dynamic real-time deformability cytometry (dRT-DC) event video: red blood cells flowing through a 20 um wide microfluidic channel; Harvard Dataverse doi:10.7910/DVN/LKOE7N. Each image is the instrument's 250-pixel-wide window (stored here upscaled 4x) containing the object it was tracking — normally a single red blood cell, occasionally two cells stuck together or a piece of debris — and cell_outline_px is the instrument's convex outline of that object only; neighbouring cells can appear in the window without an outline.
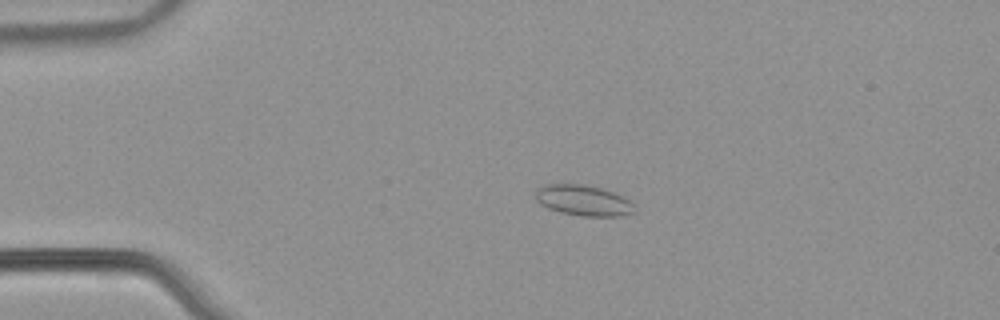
{"species": "common noctule bat (a hibernating species)", "species_latin": "Nyctalus noctula", "temperature_condition": "warm", "stored_images_in_passage": 55, "camera_frame_rate_fps": 3000, "um_per_image_px": 0.085, "animal": {"sex": "male", "body_mass_g": 21.5, "forearm_length_mm": 52.0}, "frame": {"image": 1, "passage_image": 13, "time_ms": 4.0, "image_size_px": [1000, 320], "cell_outline_px": [[636, 212], [624, 216], [580, 216], [560, 212], [548, 208], [540, 204], [536, 200], [536, 188], [544, 184], [588, 184], [604, 188], [624, 196], [632, 204]], "centroid_in_image_um": [49.59, 17.02], "position_along_channel_um": 35.4, "area_um2": 18.03}}
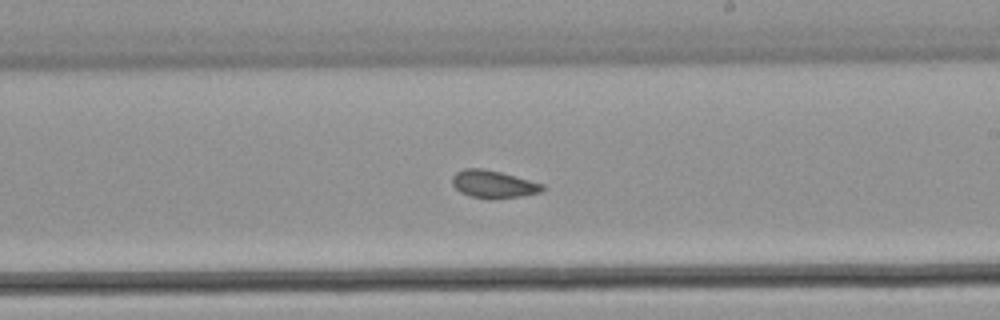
{"frame": {"image": 2, "passage_image": 33, "time_ms": 10.667, "image_size_px": [1000, 320], "cell_outline_px": [[544, 192], [520, 196], [488, 200], [472, 196], [460, 192], [452, 184], [452, 176], [456, 172], [464, 168], [484, 168], [500, 172], [544, 184]], "centroid_in_image_um": [41.93, 15.66], "position_along_channel_um": 247.1, "area_um2": 14.62}}
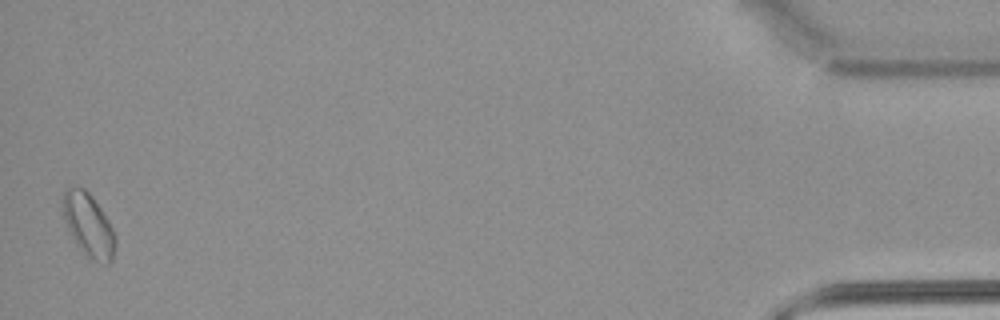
{"frame": {"image": 3, "passage_image": 54, "time_ms": 17.667, "image_size_px": [1000, 320], "cell_outline_px": [[116, 244], [112, 260], [108, 264], [100, 264], [92, 260], [76, 244], [60, 212], [64, 192], [68, 188], [84, 188], [92, 196], [108, 220], [116, 236]], "centroid_in_image_um": [7.52, 19.15], "position_along_channel_um": 427.7, "area_um2": 19.36}, "authors_computed_cell_mechanics": {"area_um2": 15.5482, "velocity_mm_per_s": 3.8771, "shape_relaxation_time_tau1_ms": null, "shape_relaxation_time_tau2_ms": 1.5961, "deformation_change_tau1": null, "deformation_change_tau2": 0.0541}}